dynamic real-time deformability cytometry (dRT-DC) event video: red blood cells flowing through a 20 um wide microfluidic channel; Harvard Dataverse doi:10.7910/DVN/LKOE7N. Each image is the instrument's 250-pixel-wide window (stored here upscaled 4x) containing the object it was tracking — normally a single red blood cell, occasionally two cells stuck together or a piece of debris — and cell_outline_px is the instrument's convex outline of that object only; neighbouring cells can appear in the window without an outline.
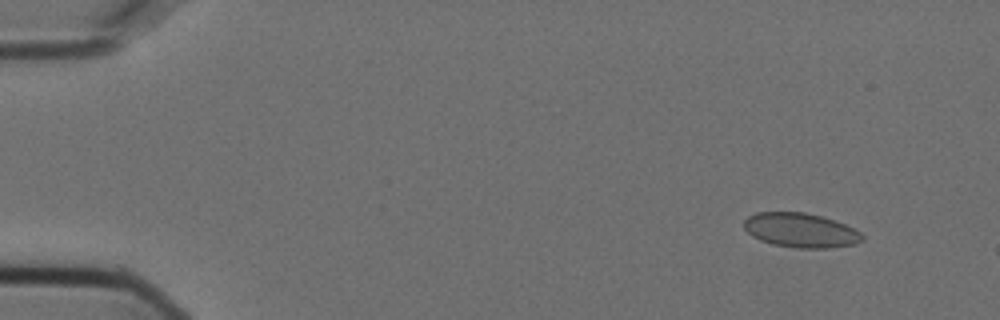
{"species": "Egyptian fruit bat (a non-hibernating species)", "species_latin": "Rousettus aegyptiacus", "temperature_condition": "cold", "stored_images_in_passage": 4, "camera_frame_rate_fps": 3000, "um_per_image_px": 0.085, "animal": {"sex": "female"}, "frame": {"image": 1, "passage_image": 2, "time_ms": 0.333, "image_size_px": [1000, 320], "cell_outline_px": [[864, 240], [856, 244], [828, 248], [796, 248], [772, 244], [760, 240], [752, 236], [744, 228], [744, 220], [748, 216], [756, 212], [804, 212], [820, 216], [844, 224], [860, 232], [864, 236]], "centroid_in_image_um": [68.04, 19.58], "position_along_channel_um": 17.0, "area_um2": 23.7}}